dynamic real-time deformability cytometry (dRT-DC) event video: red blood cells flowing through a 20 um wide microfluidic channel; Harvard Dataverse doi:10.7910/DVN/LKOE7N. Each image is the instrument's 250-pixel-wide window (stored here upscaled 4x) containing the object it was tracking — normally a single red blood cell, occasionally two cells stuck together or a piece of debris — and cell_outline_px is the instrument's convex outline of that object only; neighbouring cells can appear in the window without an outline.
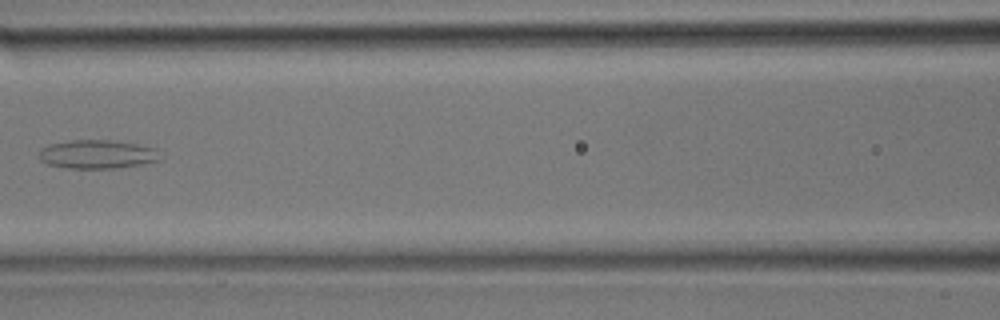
{"species": "common noctule bat (a hibernating species)", "species_latin": "Nyctalus noctula", "temperature_condition": "room temperature", "stored_images_in_passage": 34, "camera_frame_rate_fps": 3000, "um_per_image_px": 0.085, "animal": {"sex": "male", "body_mass_g": 17.9}, "frame": {"image": 1, "passage_image": 16, "time_ms": 5.0, "image_size_px": [1000, 320], "cell_outline_px": [[160, 160], [144, 164], [116, 168], [68, 168], [48, 164], [40, 160], [40, 148], [52, 144], [72, 140], [108, 140], [136, 144], [156, 148]], "centroid_in_image_um": [8.28, 13.12], "position_along_channel_um": 158.3, "area_um2": 20.06}}
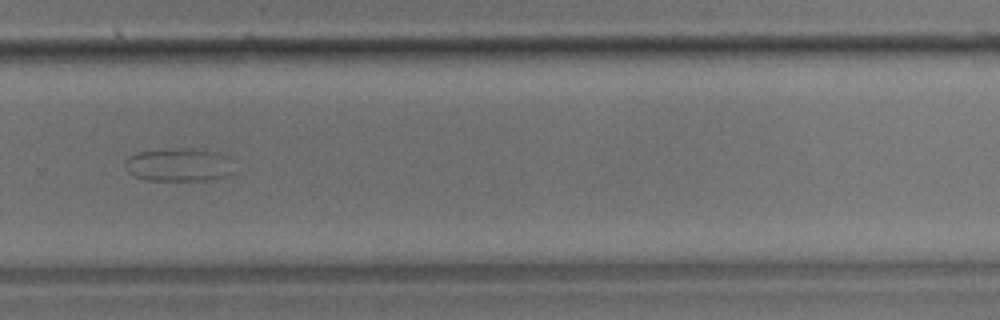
{"frame": {"image": 2, "passage_image": 24, "time_ms": 7.667, "image_size_px": [1000, 320], "cell_outline_px": [[236, 172], [228, 176], [212, 180], [144, 180], [132, 176], [128, 172], [124, 164], [124, 160], [128, 156], [136, 152], [168, 148], [204, 148], [220, 152], [232, 156]], "centroid_in_image_um": [15.29, 13.99], "position_along_channel_um": 314.5, "area_um2": 22.31}}
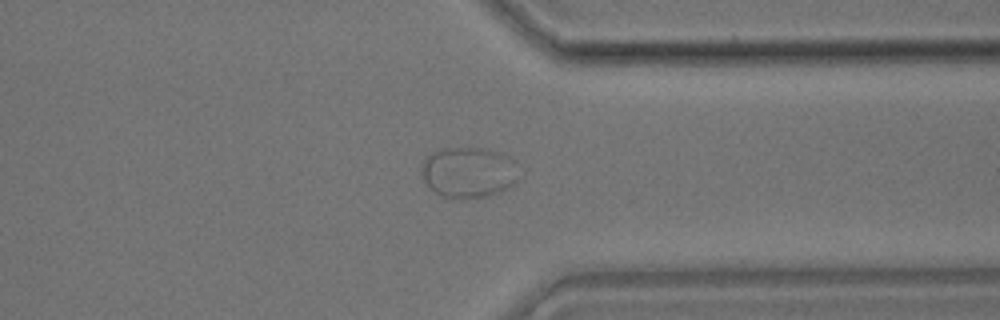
{"frame": {"image": 3, "passage_image": 27, "time_ms": 8.667, "image_size_px": [1000, 320], "cell_outline_px": [[516, 180], [508, 188], [500, 192], [488, 196], [468, 200], [460, 200], [440, 196], [424, 180], [420, 168], [424, 160], [432, 152], [440, 148], [480, 148], [496, 152], [508, 156], [512, 160]], "centroid_in_image_um": [39.76, 14.68], "position_along_channel_um": 371.6, "area_um2": 28.61}}